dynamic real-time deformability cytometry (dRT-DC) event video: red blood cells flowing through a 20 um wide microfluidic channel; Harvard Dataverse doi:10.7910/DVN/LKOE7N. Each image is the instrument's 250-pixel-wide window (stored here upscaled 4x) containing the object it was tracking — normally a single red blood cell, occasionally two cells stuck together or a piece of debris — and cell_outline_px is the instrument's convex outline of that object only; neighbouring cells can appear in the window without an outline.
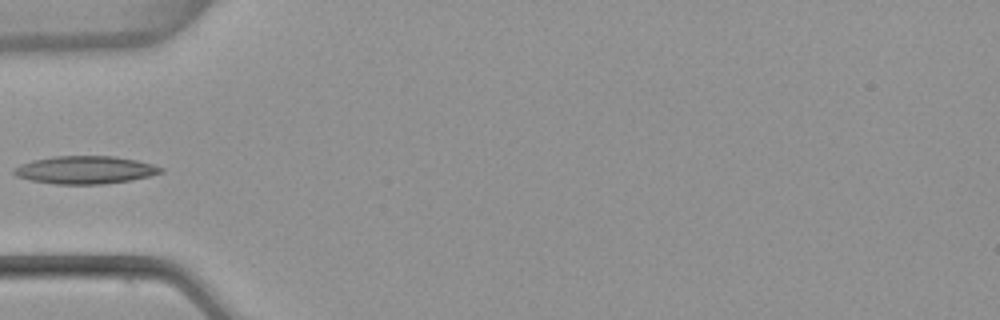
{"species": "common noctule bat (a hibernating species)", "species_latin": "Nyctalus noctula", "temperature_condition": "warm", "stored_images_in_passage": 4, "camera_frame_rate_fps": 3000, "um_per_image_px": 0.085, "animal": {"sex": "female", "body_mass_g": 22.7, "forearm_length_mm": 54.2}, "frame": {"image": 1, "passage_image": 3, "time_ms": 0.667, "image_size_px": [1000, 320], "cell_outline_px": [[164, 172], [148, 176], [128, 180], [100, 184], [56, 184], [32, 180], [16, 176], [12, 172], [12, 168], [20, 164], [32, 160], [52, 156], [112, 156], [136, 160], [152, 164], [164, 168]], "centroid_in_image_um": [7.2, 14.43], "position_along_channel_um": 77.8, "area_um2": 23.7}}
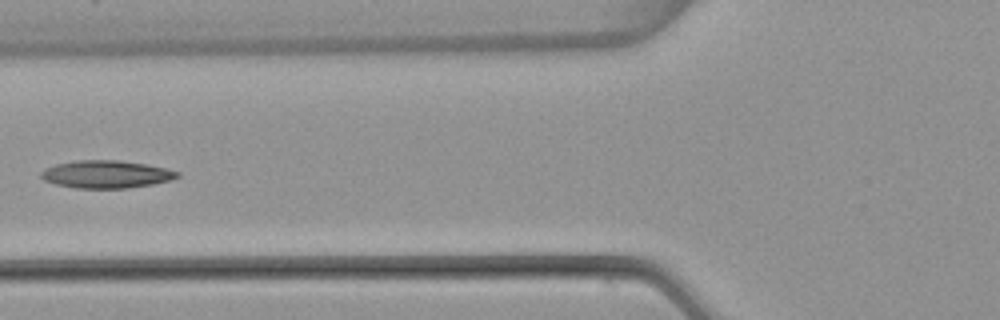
{"frame": {"image": 2, "passage_image": 4, "time_ms": 1.0, "image_size_px": [1000, 320], "cell_outline_px": [[180, 176], [172, 180], [152, 184], [128, 188], [76, 188], [56, 184], [44, 180], [40, 176], [40, 172], [44, 168], [56, 164], [76, 160], [120, 160], [148, 164], [180, 172]], "centroid_in_image_um": [9.03, 14.81], "position_along_channel_um": 116.8, "area_um2": 22.08}}